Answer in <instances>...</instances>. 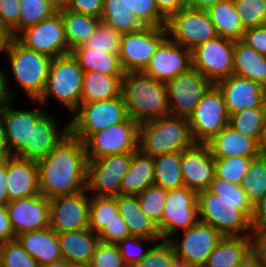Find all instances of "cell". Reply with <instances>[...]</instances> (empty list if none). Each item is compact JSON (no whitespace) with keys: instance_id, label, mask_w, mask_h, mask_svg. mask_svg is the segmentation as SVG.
<instances>
[{"instance_id":"5bb4252c","label":"cell","mask_w":266,"mask_h":267,"mask_svg":"<svg viewBox=\"0 0 266 267\" xmlns=\"http://www.w3.org/2000/svg\"><path fill=\"white\" fill-rule=\"evenodd\" d=\"M134 152L108 155L88 161L87 192L92 196H112L120 194V185L127 172Z\"/></svg>"},{"instance_id":"f35d334b","label":"cell","mask_w":266,"mask_h":267,"mask_svg":"<svg viewBox=\"0 0 266 267\" xmlns=\"http://www.w3.org/2000/svg\"><path fill=\"white\" fill-rule=\"evenodd\" d=\"M266 124V108H247L229 115L228 125L258 143Z\"/></svg>"},{"instance_id":"277c9868","label":"cell","mask_w":266,"mask_h":267,"mask_svg":"<svg viewBox=\"0 0 266 267\" xmlns=\"http://www.w3.org/2000/svg\"><path fill=\"white\" fill-rule=\"evenodd\" d=\"M195 143L184 117L168 115L139 125L138 150L151 157L183 151Z\"/></svg>"},{"instance_id":"d6a6232c","label":"cell","mask_w":266,"mask_h":267,"mask_svg":"<svg viewBox=\"0 0 266 267\" xmlns=\"http://www.w3.org/2000/svg\"><path fill=\"white\" fill-rule=\"evenodd\" d=\"M251 251V235L224 236L203 267H236Z\"/></svg>"},{"instance_id":"6f0895ef","label":"cell","mask_w":266,"mask_h":267,"mask_svg":"<svg viewBox=\"0 0 266 267\" xmlns=\"http://www.w3.org/2000/svg\"><path fill=\"white\" fill-rule=\"evenodd\" d=\"M104 0H70L68 10L100 18Z\"/></svg>"},{"instance_id":"5b68a950","label":"cell","mask_w":266,"mask_h":267,"mask_svg":"<svg viewBox=\"0 0 266 267\" xmlns=\"http://www.w3.org/2000/svg\"><path fill=\"white\" fill-rule=\"evenodd\" d=\"M83 73L71 53L52 58L45 89L37 101L45 106L54 98L72 114L80 105Z\"/></svg>"},{"instance_id":"2644e50d","label":"cell","mask_w":266,"mask_h":267,"mask_svg":"<svg viewBox=\"0 0 266 267\" xmlns=\"http://www.w3.org/2000/svg\"><path fill=\"white\" fill-rule=\"evenodd\" d=\"M47 2L55 12H60L68 8L70 0H47Z\"/></svg>"},{"instance_id":"8c879c8a","label":"cell","mask_w":266,"mask_h":267,"mask_svg":"<svg viewBox=\"0 0 266 267\" xmlns=\"http://www.w3.org/2000/svg\"><path fill=\"white\" fill-rule=\"evenodd\" d=\"M259 154L262 157H266V124L259 141Z\"/></svg>"},{"instance_id":"2e32d148","label":"cell","mask_w":266,"mask_h":267,"mask_svg":"<svg viewBox=\"0 0 266 267\" xmlns=\"http://www.w3.org/2000/svg\"><path fill=\"white\" fill-rule=\"evenodd\" d=\"M15 38L25 47L51 58L68 54L64 25L59 12L36 25L27 27Z\"/></svg>"},{"instance_id":"d6986e66","label":"cell","mask_w":266,"mask_h":267,"mask_svg":"<svg viewBox=\"0 0 266 267\" xmlns=\"http://www.w3.org/2000/svg\"><path fill=\"white\" fill-rule=\"evenodd\" d=\"M190 68H192L191 51L167 36L157 47L143 73L166 84Z\"/></svg>"},{"instance_id":"44dd1931","label":"cell","mask_w":266,"mask_h":267,"mask_svg":"<svg viewBox=\"0 0 266 267\" xmlns=\"http://www.w3.org/2000/svg\"><path fill=\"white\" fill-rule=\"evenodd\" d=\"M184 185L197 193L207 190L215 177V160L207 144L195 143L181 151Z\"/></svg>"},{"instance_id":"7402d4cb","label":"cell","mask_w":266,"mask_h":267,"mask_svg":"<svg viewBox=\"0 0 266 267\" xmlns=\"http://www.w3.org/2000/svg\"><path fill=\"white\" fill-rule=\"evenodd\" d=\"M228 114L243 111L247 108H266L265 87L235 74L219 81Z\"/></svg>"},{"instance_id":"cb8c5ba5","label":"cell","mask_w":266,"mask_h":267,"mask_svg":"<svg viewBox=\"0 0 266 267\" xmlns=\"http://www.w3.org/2000/svg\"><path fill=\"white\" fill-rule=\"evenodd\" d=\"M47 111L33 125L32 142L16 155L21 159L39 161L70 134L69 123L59 129V122Z\"/></svg>"},{"instance_id":"03108f58","label":"cell","mask_w":266,"mask_h":267,"mask_svg":"<svg viewBox=\"0 0 266 267\" xmlns=\"http://www.w3.org/2000/svg\"><path fill=\"white\" fill-rule=\"evenodd\" d=\"M11 31L0 23V53H6L13 39Z\"/></svg>"},{"instance_id":"34e18365","label":"cell","mask_w":266,"mask_h":267,"mask_svg":"<svg viewBox=\"0 0 266 267\" xmlns=\"http://www.w3.org/2000/svg\"><path fill=\"white\" fill-rule=\"evenodd\" d=\"M171 267H195V266H193L188 261L176 256L172 261Z\"/></svg>"},{"instance_id":"9f6ffc18","label":"cell","mask_w":266,"mask_h":267,"mask_svg":"<svg viewBox=\"0 0 266 267\" xmlns=\"http://www.w3.org/2000/svg\"><path fill=\"white\" fill-rule=\"evenodd\" d=\"M241 41L255 49L259 54L266 56V24L246 29Z\"/></svg>"},{"instance_id":"003e7915","label":"cell","mask_w":266,"mask_h":267,"mask_svg":"<svg viewBox=\"0 0 266 267\" xmlns=\"http://www.w3.org/2000/svg\"><path fill=\"white\" fill-rule=\"evenodd\" d=\"M219 1L222 0H185V5L192 9L208 10Z\"/></svg>"},{"instance_id":"60d3db41","label":"cell","mask_w":266,"mask_h":267,"mask_svg":"<svg viewBox=\"0 0 266 267\" xmlns=\"http://www.w3.org/2000/svg\"><path fill=\"white\" fill-rule=\"evenodd\" d=\"M258 156H233L214 158L215 177L228 183L240 185L246 177L251 161Z\"/></svg>"},{"instance_id":"681fc988","label":"cell","mask_w":266,"mask_h":267,"mask_svg":"<svg viewBox=\"0 0 266 267\" xmlns=\"http://www.w3.org/2000/svg\"><path fill=\"white\" fill-rule=\"evenodd\" d=\"M0 258L3 267H40L16 239L0 244Z\"/></svg>"},{"instance_id":"680465c9","label":"cell","mask_w":266,"mask_h":267,"mask_svg":"<svg viewBox=\"0 0 266 267\" xmlns=\"http://www.w3.org/2000/svg\"><path fill=\"white\" fill-rule=\"evenodd\" d=\"M251 250L266 267V226L252 227Z\"/></svg>"},{"instance_id":"83f0119b","label":"cell","mask_w":266,"mask_h":267,"mask_svg":"<svg viewBox=\"0 0 266 267\" xmlns=\"http://www.w3.org/2000/svg\"><path fill=\"white\" fill-rule=\"evenodd\" d=\"M16 240L39 266L63 259L57 233L50 227L22 233Z\"/></svg>"},{"instance_id":"ee69618b","label":"cell","mask_w":266,"mask_h":267,"mask_svg":"<svg viewBox=\"0 0 266 267\" xmlns=\"http://www.w3.org/2000/svg\"><path fill=\"white\" fill-rule=\"evenodd\" d=\"M166 197L167 190L155 184L137 195L142 211L156 225L161 222Z\"/></svg>"},{"instance_id":"ffe728a7","label":"cell","mask_w":266,"mask_h":267,"mask_svg":"<svg viewBox=\"0 0 266 267\" xmlns=\"http://www.w3.org/2000/svg\"><path fill=\"white\" fill-rule=\"evenodd\" d=\"M6 207L16 236L49 227L50 200L41 194L10 201Z\"/></svg>"},{"instance_id":"bcb514c9","label":"cell","mask_w":266,"mask_h":267,"mask_svg":"<svg viewBox=\"0 0 266 267\" xmlns=\"http://www.w3.org/2000/svg\"><path fill=\"white\" fill-rule=\"evenodd\" d=\"M122 33L100 22L93 35L82 45L85 49L118 53Z\"/></svg>"},{"instance_id":"e7e4bbea","label":"cell","mask_w":266,"mask_h":267,"mask_svg":"<svg viewBox=\"0 0 266 267\" xmlns=\"http://www.w3.org/2000/svg\"><path fill=\"white\" fill-rule=\"evenodd\" d=\"M8 203L6 192V158L0 159V206Z\"/></svg>"},{"instance_id":"3957f363","label":"cell","mask_w":266,"mask_h":267,"mask_svg":"<svg viewBox=\"0 0 266 267\" xmlns=\"http://www.w3.org/2000/svg\"><path fill=\"white\" fill-rule=\"evenodd\" d=\"M199 221L223 236L251 235L253 205L250 201H228L211 191L198 192Z\"/></svg>"},{"instance_id":"e575fe53","label":"cell","mask_w":266,"mask_h":267,"mask_svg":"<svg viewBox=\"0 0 266 267\" xmlns=\"http://www.w3.org/2000/svg\"><path fill=\"white\" fill-rule=\"evenodd\" d=\"M218 36L233 41L242 39L245 31L233 0H222L208 10Z\"/></svg>"},{"instance_id":"8fae6325","label":"cell","mask_w":266,"mask_h":267,"mask_svg":"<svg viewBox=\"0 0 266 267\" xmlns=\"http://www.w3.org/2000/svg\"><path fill=\"white\" fill-rule=\"evenodd\" d=\"M166 37L165 27L143 26L139 30L122 33L118 56L123 71L143 72Z\"/></svg>"},{"instance_id":"52a82bcc","label":"cell","mask_w":266,"mask_h":267,"mask_svg":"<svg viewBox=\"0 0 266 267\" xmlns=\"http://www.w3.org/2000/svg\"><path fill=\"white\" fill-rule=\"evenodd\" d=\"M71 115L70 134L82 142L94 132L124 122L129 117L122 95L98 102L80 103Z\"/></svg>"},{"instance_id":"f546056e","label":"cell","mask_w":266,"mask_h":267,"mask_svg":"<svg viewBox=\"0 0 266 267\" xmlns=\"http://www.w3.org/2000/svg\"><path fill=\"white\" fill-rule=\"evenodd\" d=\"M154 184L153 157L136 150L122 178L120 194L138 195Z\"/></svg>"},{"instance_id":"836d02e7","label":"cell","mask_w":266,"mask_h":267,"mask_svg":"<svg viewBox=\"0 0 266 267\" xmlns=\"http://www.w3.org/2000/svg\"><path fill=\"white\" fill-rule=\"evenodd\" d=\"M59 13L64 25L68 54L75 48L82 46L93 35L101 22L100 18L68 9Z\"/></svg>"},{"instance_id":"8d00e7d4","label":"cell","mask_w":266,"mask_h":267,"mask_svg":"<svg viewBox=\"0 0 266 267\" xmlns=\"http://www.w3.org/2000/svg\"><path fill=\"white\" fill-rule=\"evenodd\" d=\"M153 160L155 185L166 190L185 186L181 172V151L157 155Z\"/></svg>"},{"instance_id":"7dc6e473","label":"cell","mask_w":266,"mask_h":267,"mask_svg":"<svg viewBox=\"0 0 266 267\" xmlns=\"http://www.w3.org/2000/svg\"><path fill=\"white\" fill-rule=\"evenodd\" d=\"M244 29L266 24V0H233Z\"/></svg>"},{"instance_id":"d4e9b609","label":"cell","mask_w":266,"mask_h":267,"mask_svg":"<svg viewBox=\"0 0 266 267\" xmlns=\"http://www.w3.org/2000/svg\"><path fill=\"white\" fill-rule=\"evenodd\" d=\"M6 192L8 202L39 195L37 163L16 156L7 157Z\"/></svg>"},{"instance_id":"f1b7e54d","label":"cell","mask_w":266,"mask_h":267,"mask_svg":"<svg viewBox=\"0 0 266 267\" xmlns=\"http://www.w3.org/2000/svg\"><path fill=\"white\" fill-rule=\"evenodd\" d=\"M116 199L131 236L161 239L157 225L142 211L136 195L119 194Z\"/></svg>"},{"instance_id":"7c38bea8","label":"cell","mask_w":266,"mask_h":267,"mask_svg":"<svg viewBox=\"0 0 266 267\" xmlns=\"http://www.w3.org/2000/svg\"><path fill=\"white\" fill-rule=\"evenodd\" d=\"M139 125L128 117L124 122L94 132L84 142L88 161L138 150Z\"/></svg>"},{"instance_id":"30bf717a","label":"cell","mask_w":266,"mask_h":267,"mask_svg":"<svg viewBox=\"0 0 266 267\" xmlns=\"http://www.w3.org/2000/svg\"><path fill=\"white\" fill-rule=\"evenodd\" d=\"M229 114L221 90L213 84L188 117L196 143L206 144L228 125Z\"/></svg>"},{"instance_id":"c3c4849f","label":"cell","mask_w":266,"mask_h":267,"mask_svg":"<svg viewBox=\"0 0 266 267\" xmlns=\"http://www.w3.org/2000/svg\"><path fill=\"white\" fill-rule=\"evenodd\" d=\"M162 239H148L143 237L130 236L119 241L116 245L119 248L122 260L127 267H133L138 264L149 252L148 249L143 250V241L149 244H155ZM142 243V244H141Z\"/></svg>"},{"instance_id":"db71d44e","label":"cell","mask_w":266,"mask_h":267,"mask_svg":"<svg viewBox=\"0 0 266 267\" xmlns=\"http://www.w3.org/2000/svg\"><path fill=\"white\" fill-rule=\"evenodd\" d=\"M228 201H249L247 194L240 185L228 183L214 177L208 189Z\"/></svg>"},{"instance_id":"94428289","label":"cell","mask_w":266,"mask_h":267,"mask_svg":"<svg viewBox=\"0 0 266 267\" xmlns=\"http://www.w3.org/2000/svg\"><path fill=\"white\" fill-rule=\"evenodd\" d=\"M8 73L9 72H5L0 68V110L10 104L14 98V93H12L11 88H9L10 77Z\"/></svg>"},{"instance_id":"f907efd6","label":"cell","mask_w":266,"mask_h":267,"mask_svg":"<svg viewBox=\"0 0 266 267\" xmlns=\"http://www.w3.org/2000/svg\"><path fill=\"white\" fill-rule=\"evenodd\" d=\"M176 253L170 241L161 240L150 248L147 255L133 267H171Z\"/></svg>"},{"instance_id":"b9f144b4","label":"cell","mask_w":266,"mask_h":267,"mask_svg":"<svg viewBox=\"0 0 266 267\" xmlns=\"http://www.w3.org/2000/svg\"><path fill=\"white\" fill-rule=\"evenodd\" d=\"M240 186L252 205L265 195L266 157L258 156L251 161L247 175Z\"/></svg>"},{"instance_id":"f6af8a7d","label":"cell","mask_w":266,"mask_h":267,"mask_svg":"<svg viewBox=\"0 0 266 267\" xmlns=\"http://www.w3.org/2000/svg\"><path fill=\"white\" fill-rule=\"evenodd\" d=\"M123 4L143 26H166V17L157 8L154 0H123Z\"/></svg>"},{"instance_id":"7a4b0ae2","label":"cell","mask_w":266,"mask_h":267,"mask_svg":"<svg viewBox=\"0 0 266 267\" xmlns=\"http://www.w3.org/2000/svg\"><path fill=\"white\" fill-rule=\"evenodd\" d=\"M121 95L128 116L139 124L170 115L166 84L143 72L124 73Z\"/></svg>"},{"instance_id":"9a60e30c","label":"cell","mask_w":266,"mask_h":267,"mask_svg":"<svg viewBox=\"0 0 266 267\" xmlns=\"http://www.w3.org/2000/svg\"><path fill=\"white\" fill-rule=\"evenodd\" d=\"M213 84L193 67L166 83L170 115L187 118Z\"/></svg>"},{"instance_id":"be15d7a7","label":"cell","mask_w":266,"mask_h":267,"mask_svg":"<svg viewBox=\"0 0 266 267\" xmlns=\"http://www.w3.org/2000/svg\"><path fill=\"white\" fill-rule=\"evenodd\" d=\"M157 8L167 18L174 12L186 7L185 0H154Z\"/></svg>"},{"instance_id":"f5cc1de1","label":"cell","mask_w":266,"mask_h":267,"mask_svg":"<svg viewBox=\"0 0 266 267\" xmlns=\"http://www.w3.org/2000/svg\"><path fill=\"white\" fill-rule=\"evenodd\" d=\"M130 236L126 222L120 214L116 215V218L98 234L100 242L111 244H117L119 241Z\"/></svg>"},{"instance_id":"ba28073f","label":"cell","mask_w":266,"mask_h":267,"mask_svg":"<svg viewBox=\"0 0 266 267\" xmlns=\"http://www.w3.org/2000/svg\"><path fill=\"white\" fill-rule=\"evenodd\" d=\"M165 28L170 39L190 51L218 36L207 10L188 7L169 15Z\"/></svg>"},{"instance_id":"753ad0ef","label":"cell","mask_w":266,"mask_h":267,"mask_svg":"<svg viewBox=\"0 0 266 267\" xmlns=\"http://www.w3.org/2000/svg\"><path fill=\"white\" fill-rule=\"evenodd\" d=\"M40 267H74V266L70 264L67 260L61 259L58 261L51 262L49 264H45Z\"/></svg>"},{"instance_id":"89a4df30","label":"cell","mask_w":266,"mask_h":267,"mask_svg":"<svg viewBox=\"0 0 266 267\" xmlns=\"http://www.w3.org/2000/svg\"><path fill=\"white\" fill-rule=\"evenodd\" d=\"M236 267H265L251 251Z\"/></svg>"},{"instance_id":"ab89813d","label":"cell","mask_w":266,"mask_h":267,"mask_svg":"<svg viewBox=\"0 0 266 267\" xmlns=\"http://www.w3.org/2000/svg\"><path fill=\"white\" fill-rule=\"evenodd\" d=\"M118 214L116 197L89 196V229L95 234H99Z\"/></svg>"},{"instance_id":"4fadbf2b","label":"cell","mask_w":266,"mask_h":267,"mask_svg":"<svg viewBox=\"0 0 266 267\" xmlns=\"http://www.w3.org/2000/svg\"><path fill=\"white\" fill-rule=\"evenodd\" d=\"M234 41L217 36L191 50L192 67L212 84L233 74Z\"/></svg>"},{"instance_id":"6125c7cd","label":"cell","mask_w":266,"mask_h":267,"mask_svg":"<svg viewBox=\"0 0 266 267\" xmlns=\"http://www.w3.org/2000/svg\"><path fill=\"white\" fill-rule=\"evenodd\" d=\"M252 227L266 226V193L253 205Z\"/></svg>"},{"instance_id":"91938a15","label":"cell","mask_w":266,"mask_h":267,"mask_svg":"<svg viewBox=\"0 0 266 267\" xmlns=\"http://www.w3.org/2000/svg\"><path fill=\"white\" fill-rule=\"evenodd\" d=\"M16 235L8 216L6 205L0 206V244L15 240Z\"/></svg>"},{"instance_id":"484cf974","label":"cell","mask_w":266,"mask_h":267,"mask_svg":"<svg viewBox=\"0 0 266 267\" xmlns=\"http://www.w3.org/2000/svg\"><path fill=\"white\" fill-rule=\"evenodd\" d=\"M57 238L63 259L73 266H88L100 242L98 234L89 228L60 232Z\"/></svg>"},{"instance_id":"ac0fdd59","label":"cell","mask_w":266,"mask_h":267,"mask_svg":"<svg viewBox=\"0 0 266 267\" xmlns=\"http://www.w3.org/2000/svg\"><path fill=\"white\" fill-rule=\"evenodd\" d=\"M76 194L50 199L49 227L56 233L89 228V195Z\"/></svg>"},{"instance_id":"8992f818","label":"cell","mask_w":266,"mask_h":267,"mask_svg":"<svg viewBox=\"0 0 266 267\" xmlns=\"http://www.w3.org/2000/svg\"><path fill=\"white\" fill-rule=\"evenodd\" d=\"M5 54L14 81L30 101H37L45 89L52 58L25 47L15 37Z\"/></svg>"},{"instance_id":"6da1fadb","label":"cell","mask_w":266,"mask_h":267,"mask_svg":"<svg viewBox=\"0 0 266 267\" xmlns=\"http://www.w3.org/2000/svg\"><path fill=\"white\" fill-rule=\"evenodd\" d=\"M36 163L40 194L49 200L86 189L88 159L85 144L71 134Z\"/></svg>"},{"instance_id":"4dcf8cb0","label":"cell","mask_w":266,"mask_h":267,"mask_svg":"<svg viewBox=\"0 0 266 267\" xmlns=\"http://www.w3.org/2000/svg\"><path fill=\"white\" fill-rule=\"evenodd\" d=\"M123 76L84 71L80 103L98 102L121 96Z\"/></svg>"},{"instance_id":"7bdbcfd3","label":"cell","mask_w":266,"mask_h":267,"mask_svg":"<svg viewBox=\"0 0 266 267\" xmlns=\"http://www.w3.org/2000/svg\"><path fill=\"white\" fill-rule=\"evenodd\" d=\"M18 34L27 27L48 19L55 12L47 0H20Z\"/></svg>"},{"instance_id":"603a6c76","label":"cell","mask_w":266,"mask_h":267,"mask_svg":"<svg viewBox=\"0 0 266 267\" xmlns=\"http://www.w3.org/2000/svg\"><path fill=\"white\" fill-rule=\"evenodd\" d=\"M34 102L39 107L32 110L13 109L11 103L0 110L11 156H16L29 141L32 142L33 125L47 111L38 101Z\"/></svg>"},{"instance_id":"74e56055","label":"cell","mask_w":266,"mask_h":267,"mask_svg":"<svg viewBox=\"0 0 266 267\" xmlns=\"http://www.w3.org/2000/svg\"><path fill=\"white\" fill-rule=\"evenodd\" d=\"M101 21L121 33L139 30L143 25L124 8L123 0H104Z\"/></svg>"},{"instance_id":"d590c367","label":"cell","mask_w":266,"mask_h":267,"mask_svg":"<svg viewBox=\"0 0 266 267\" xmlns=\"http://www.w3.org/2000/svg\"><path fill=\"white\" fill-rule=\"evenodd\" d=\"M77 60L83 71H96L99 73L124 76L118 53H104V51H94L85 49L83 46L77 47L70 52Z\"/></svg>"},{"instance_id":"11a10c76","label":"cell","mask_w":266,"mask_h":267,"mask_svg":"<svg viewBox=\"0 0 266 267\" xmlns=\"http://www.w3.org/2000/svg\"><path fill=\"white\" fill-rule=\"evenodd\" d=\"M20 0H0V23L8 28L13 37L18 35Z\"/></svg>"},{"instance_id":"1f68e13d","label":"cell","mask_w":266,"mask_h":267,"mask_svg":"<svg viewBox=\"0 0 266 267\" xmlns=\"http://www.w3.org/2000/svg\"><path fill=\"white\" fill-rule=\"evenodd\" d=\"M233 74L266 87V56L241 40L234 41Z\"/></svg>"},{"instance_id":"9c48e42d","label":"cell","mask_w":266,"mask_h":267,"mask_svg":"<svg viewBox=\"0 0 266 267\" xmlns=\"http://www.w3.org/2000/svg\"><path fill=\"white\" fill-rule=\"evenodd\" d=\"M161 222L157 225L162 240L169 241L199 222L198 193L186 186L167 190ZM177 234V235H176Z\"/></svg>"},{"instance_id":"4316f807","label":"cell","mask_w":266,"mask_h":267,"mask_svg":"<svg viewBox=\"0 0 266 267\" xmlns=\"http://www.w3.org/2000/svg\"><path fill=\"white\" fill-rule=\"evenodd\" d=\"M206 144L213 158L260 156L259 143L254 138L243 135L229 125Z\"/></svg>"},{"instance_id":"a7ac6f4b","label":"cell","mask_w":266,"mask_h":267,"mask_svg":"<svg viewBox=\"0 0 266 267\" xmlns=\"http://www.w3.org/2000/svg\"><path fill=\"white\" fill-rule=\"evenodd\" d=\"M9 146L6 138V131L0 116V159L10 157Z\"/></svg>"},{"instance_id":"816d5d0a","label":"cell","mask_w":266,"mask_h":267,"mask_svg":"<svg viewBox=\"0 0 266 267\" xmlns=\"http://www.w3.org/2000/svg\"><path fill=\"white\" fill-rule=\"evenodd\" d=\"M88 267H127L116 244L99 242Z\"/></svg>"},{"instance_id":"e0dca14e","label":"cell","mask_w":266,"mask_h":267,"mask_svg":"<svg viewBox=\"0 0 266 267\" xmlns=\"http://www.w3.org/2000/svg\"><path fill=\"white\" fill-rule=\"evenodd\" d=\"M179 233L183 235L169 240L174 247L176 256L195 267L204 266L208 256L224 237L215 228L200 221Z\"/></svg>"}]
</instances>
